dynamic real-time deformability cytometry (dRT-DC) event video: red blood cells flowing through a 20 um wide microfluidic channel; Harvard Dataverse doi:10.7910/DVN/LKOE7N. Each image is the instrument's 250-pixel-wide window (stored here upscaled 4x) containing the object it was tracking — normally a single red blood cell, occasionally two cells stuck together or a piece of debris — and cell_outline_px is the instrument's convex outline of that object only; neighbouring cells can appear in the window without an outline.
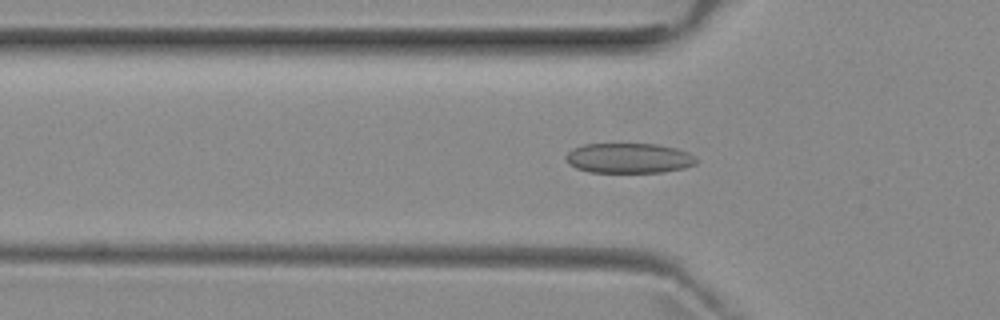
{"species": "common noctule bat (a hibernating species)", "species_latin": "Nyctalus noctula", "temperature_condition": "room temperature", "stored_images_in_passage": 49, "camera_frame_rate_fps": 3000, "um_per_image_px": 0.085, "animal": {"sex": "female", "body_mass_g": 29.2, "forearm_length_mm": 56.3}, "frame": {"image": 1, "passage_image": 15, "time_ms": 4.667, "image_size_px": [1000, 320], "cell_outline_px": [[700, 160], [696, 164], [684, 168], [664, 172], [588, 172], [576, 168], [568, 164], [564, 156], [572, 148], [584, 144], [656, 144], [676, 148], [688, 152], [696, 156]], "centroid_in_image_um": [53.47, 13.44], "position_along_channel_um": 72.3, "area_um2": 23.12}}
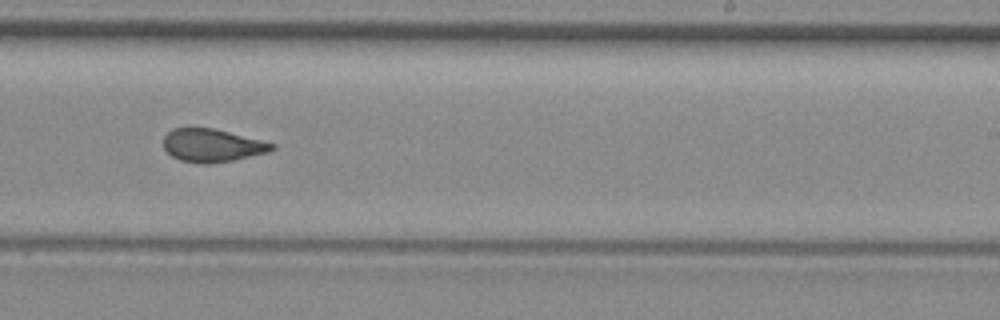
{"frame": {"image": 2, "passage_image": 30, "time_ms": 9.667, "image_size_px": [1000, 320], "cell_outline_px": [[276, 148], [268, 152], [232, 160], [212, 164], [200, 164], [180, 160], [172, 156], [164, 148], [164, 136], [172, 128], [212, 128], [276, 144]], "centroid_in_image_um": [18.01, 12.37], "position_along_channel_um": 271.0, "area_um2": 20.69}}
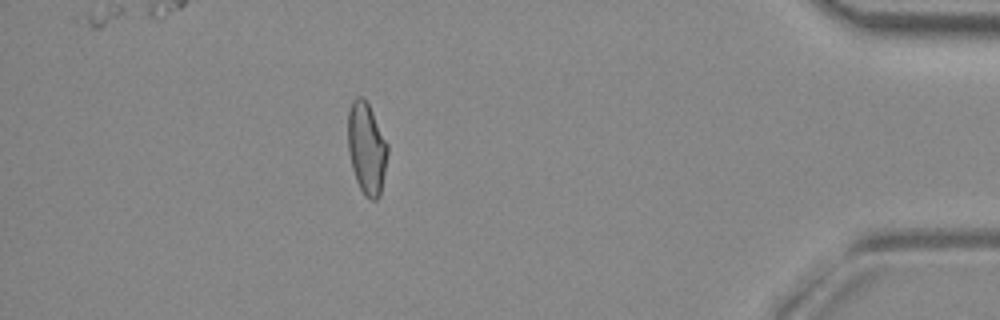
{"frame": {"image": 3, "passage_image": 44, "time_ms": 14.333, "image_size_px": [1000, 320], "cell_outline_px": [[388, 152], [380, 196], [376, 200], [372, 200], [364, 196], [356, 180], [352, 168], [348, 152], [348, 112], [352, 100], [356, 96], [360, 96], [368, 104], [388, 144]], "centroid_in_image_um": [31.15, 12.63], "position_along_channel_um": 404.0, "area_um2": 21.15}, "authors_computed_cell_mechanics": {"area_um2": 21.6172, "velocity_mm_per_s": 3.9581, "shape_relaxation_time_tau1_ms": null, "shape_relaxation_time_tau2_ms": 1.5046, "deformation_change_tau1": null, "deformation_change_tau2": 0.0875}}